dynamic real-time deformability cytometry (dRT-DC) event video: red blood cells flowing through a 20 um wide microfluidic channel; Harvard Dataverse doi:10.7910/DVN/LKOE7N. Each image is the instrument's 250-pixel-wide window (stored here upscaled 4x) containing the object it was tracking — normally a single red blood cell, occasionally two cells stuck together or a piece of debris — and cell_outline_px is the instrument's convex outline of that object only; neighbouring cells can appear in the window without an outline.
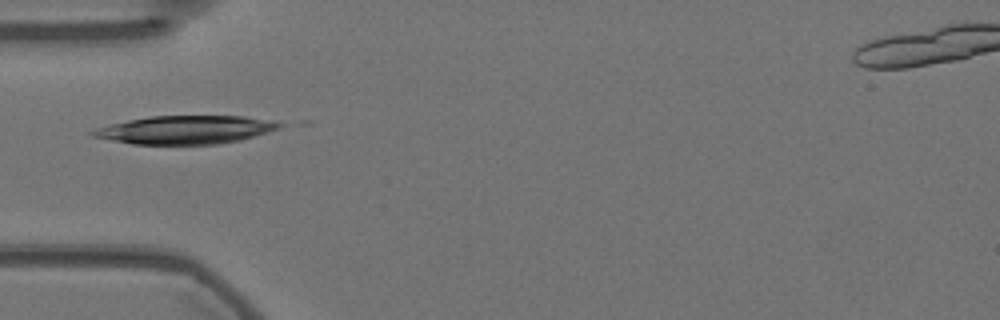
{"species": "Egyptian fruit bat (a non-hibernating species)", "species_latin": "Rousettus aegyptiacus", "temperature_condition": "warm", "stored_images_in_passage": 17, "camera_frame_rate_fps": 3000, "um_per_image_px": 0.085, "animal": {"sex": "female"}, "frame": {"image": 1, "passage_image": 1, "time_ms": 0.0, "image_size_px": [1000, 320], "cell_outline_px": [[284, 124], [280, 128], [268, 132], [240, 140], [220, 144], [132, 144], [92, 136], [88, 132], [96, 128], [128, 120], [152, 116], [244, 116]], "centroid_in_image_um": [15.74, 11.04], "position_along_channel_um": 69.3, "area_um2": 30.4}}